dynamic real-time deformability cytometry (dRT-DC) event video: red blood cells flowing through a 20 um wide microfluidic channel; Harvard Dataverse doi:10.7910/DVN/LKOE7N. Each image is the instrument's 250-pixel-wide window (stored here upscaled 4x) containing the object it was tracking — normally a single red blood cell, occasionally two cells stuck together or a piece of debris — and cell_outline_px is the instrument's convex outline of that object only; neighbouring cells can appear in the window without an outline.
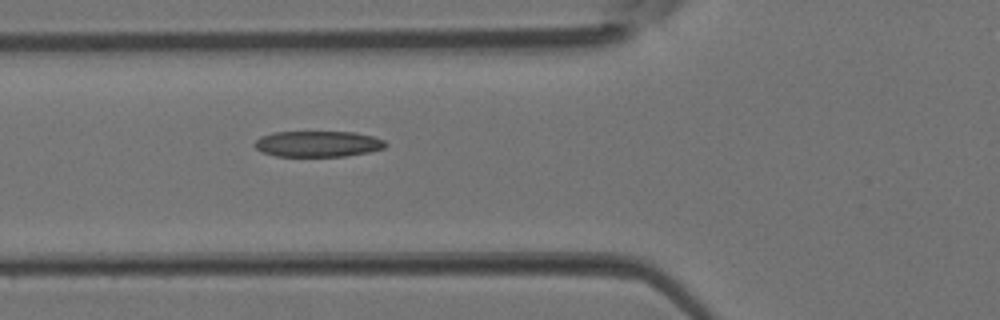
{"species": "Egyptian fruit bat (a non-hibernating species)", "species_latin": "Rousettus aegyptiacus", "temperature_condition": "room temperature", "stored_images_in_passage": 2, "camera_frame_rate_fps": 3000, "um_per_image_px": 0.085, "animal": {"sex": "female"}, "frame": {"image": 1, "passage_image": 2, "time_ms": 0.333, "image_size_px": [1000, 320], "cell_outline_px": [[388, 144], [384, 148], [368, 152], [344, 156], [276, 156], [260, 152], [252, 144], [260, 136], [272, 132], [356, 132], [372, 136], [384, 140]], "centroid_in_image_um": [26.98, 12.23], "position_along_channel_um": 98.8, "area_um2": 19.88}}